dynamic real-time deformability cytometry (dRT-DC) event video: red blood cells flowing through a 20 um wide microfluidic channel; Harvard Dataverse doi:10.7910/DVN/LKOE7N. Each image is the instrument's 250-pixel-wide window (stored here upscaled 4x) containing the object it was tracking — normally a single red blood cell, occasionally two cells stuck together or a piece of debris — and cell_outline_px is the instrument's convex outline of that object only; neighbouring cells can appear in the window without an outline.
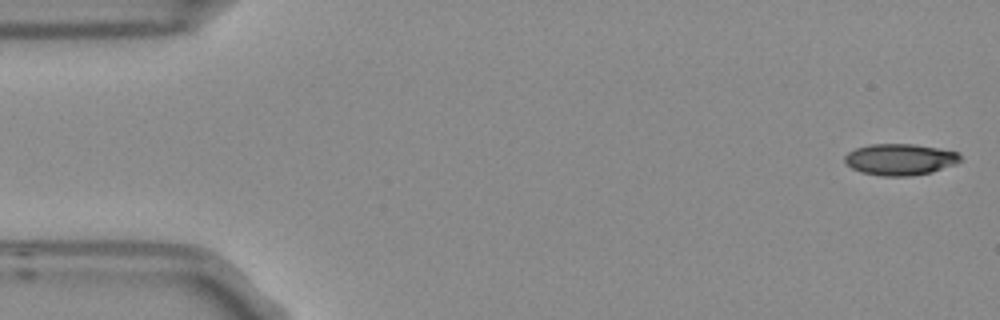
{"species": "Egyptian fruit bat (a non-hibernating species)", "species_latin": "Rousettus aegyptiacus", "temperature_condition": "room temperature", "stored_images_in_passage": 5, "camera_frame_rate_fps": 3000, "um_per_image_px": 0.085, "frame": {"image": 1, "passage_image": 1, "time_ms": 0.0, "image_size_px": [1000, 320], "cell_outline_px": [[964, 160], [956, 164], [932, 172], [912, 176], [880, 176], [860, 172], [852, 168], [844, 160], [844, 156], [848, 152], [856, 148], [872, 144], [912, 144], [960, 152]], "centroid_in_image_um": [76.55, 13.56], "position_along_channel_um": 8.5, "area_um2": 21.33}}
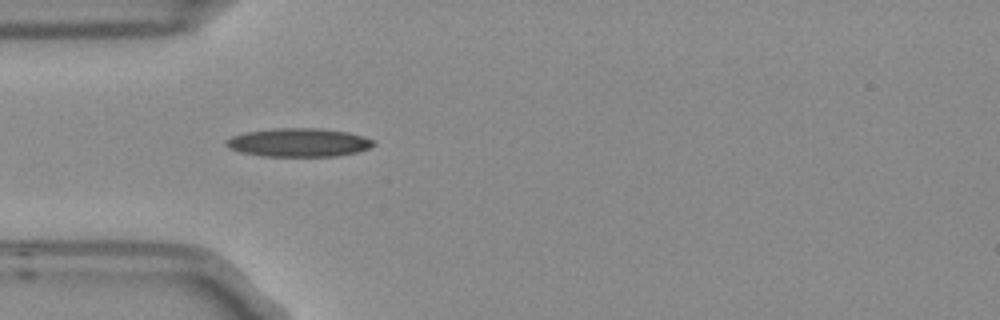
{"frame": {"image": 2, "passage_image": 5, "time_ms": 1.333, "image_size_px": [1000, 320], "cell_outline_px": [[376, 144], [368, 148], [356, 152], [336, 156], [264, 156], [240, 152], [228, 148], [224, 144], [224, 140], [232, 136], [248, 132], [272, 128], [320, 128], [348, 132], [364, 136], [376, 140]], "centroid_in_image_um": [25.39, 12.11], "position_along_channel_um": 59.6, "area_um2": 24.62}}